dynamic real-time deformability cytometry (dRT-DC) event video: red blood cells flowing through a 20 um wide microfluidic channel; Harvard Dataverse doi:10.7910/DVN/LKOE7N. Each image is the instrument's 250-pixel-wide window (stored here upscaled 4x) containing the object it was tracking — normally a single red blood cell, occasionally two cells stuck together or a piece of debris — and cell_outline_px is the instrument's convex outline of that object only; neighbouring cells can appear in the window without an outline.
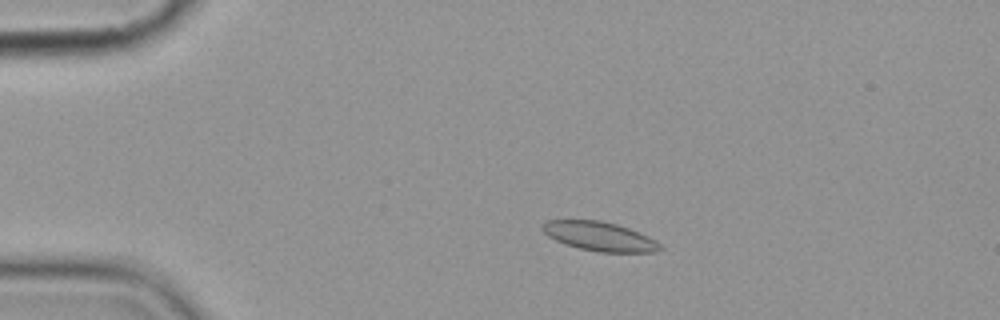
{"species": "common noctule bat (a hibernating species)", "species_latin": "Nyctalus noctula", "temperature_condition": "cold", "stored_images_in_passage": 5, "camera_frame_rate_fps": 3000, "um_per_image_px": 0.085, "animal": {"sex": "female", "body_mass_g": 19.9}, "frame": {"image": 1, "passage_image": 3, "time_ms": 2.333, "image_size_px": [1000, 320], "cell_outline_px": [[664, 248], [656, 252], [600, 252], [580, 248], [564, 244], [548, 236], [540, 228], [540, 224], [548, 220], [600, 220], [616, 224], [628, 228], [648, 236], [656, 240]], "centroid_in_image_um": [50.95, 20.09], "position_along_channel_um": 34.1, "area_um2": 20.0}}
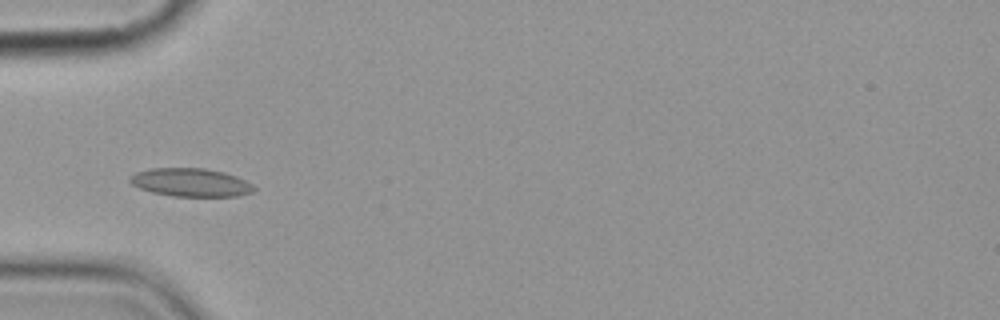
{"frame": {"image": 2, "passage_image": 5, "time_ms": 4.667, "image_size_px": [1000, 320], "cell_outline_px": [[256, 188], [252, 192], [236, 196], [172, 196], [152, 192], [140, 188], [132, 184], [128, 180], [128, 176], [136, 172], [152, 168], [204, 168], [224, 172], [236, 176], [252, 184]], "centroid_in_image_um": [16.19, 15.5], "position_along_channel_um": 68.8, "area_um2": 20.4}}